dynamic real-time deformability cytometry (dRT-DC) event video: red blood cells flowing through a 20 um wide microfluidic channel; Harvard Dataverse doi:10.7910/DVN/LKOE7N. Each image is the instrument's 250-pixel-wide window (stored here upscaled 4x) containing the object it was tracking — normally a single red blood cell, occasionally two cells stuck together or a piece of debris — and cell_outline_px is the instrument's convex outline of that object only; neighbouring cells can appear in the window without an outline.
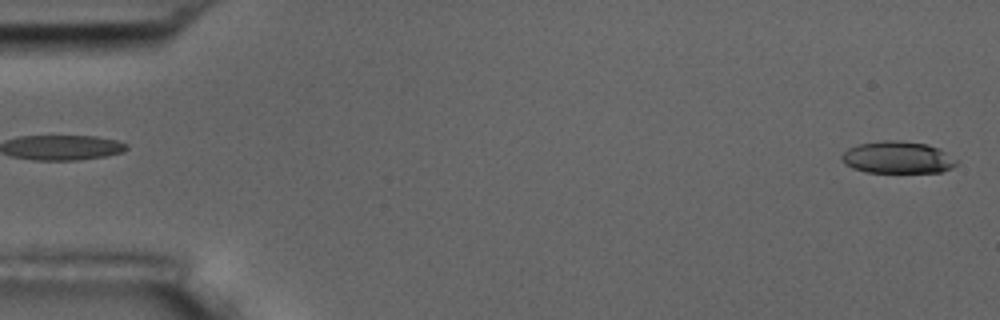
{"species": "common noctule bat (a hibernating species)", "species_latin": "Nyctalus noctula", "temperature_condition": "room temperature", "stored_images_in_passage": 55, "camera_frame_rate_fps": 3000, "um_per_image_px": 0.085, "animal": {"sex": "male", "body_mass_g": 17.5, "forearm_length_mm": 52.3}, "frame": {"image": 1, "passage_image": 1, "time_ms": 0.0, "image_size_px": [1000, 320], "cell_outline_px": [[960, 160], [952, 168], [940, 172], [864, 172], [852, 168], [844, 164], [840, 156], [848, 148], [860, 144], [880, 140], [900, 140], [928, 144], [940, 148]], "centroid_in_image_um": [76.32, 13.37], "position_along_channel_um": 8.7, "area_um2": 21.79}}
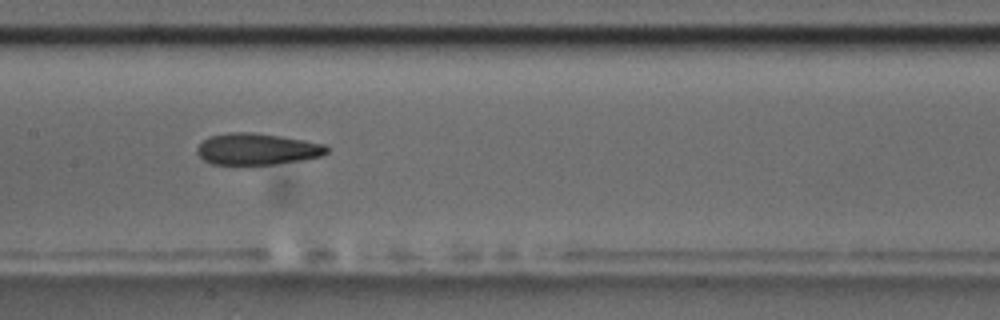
{"frame": {"image": 2, "passage_image": 27, "time_ms": 8.667, "image_size_px": [1000, 320], "cell_outline_px": [[328, 152], [320, 156], [300, 160], [272, 164], [212, 164], [204, 160], [196, 152], [196, 148], [208, 136], [228, 132], [252, 132], [280, 136], [304, 140], [324, 144], [328, 148]], "centroid_in_image_um": [21.82, 12.66], "position_along_channel_um": 185.6, "area_um2": 23.64}}
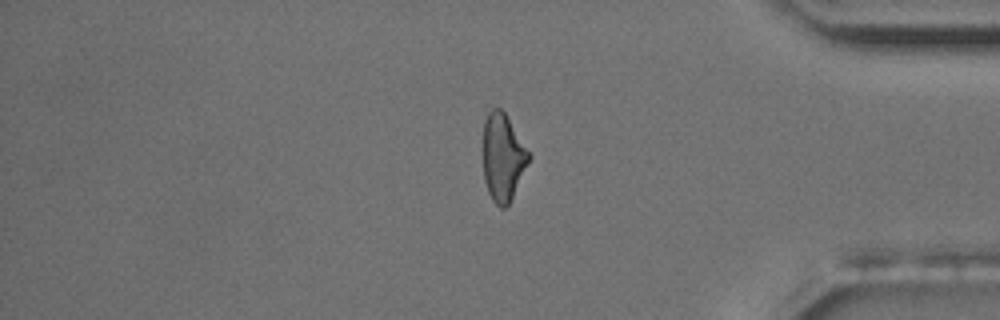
{"frame": {"image": 3, "passage_image": 46, "time_ms": 15.0, "image_size_px": [1000, 320], "cell_outline_px": [[532, 156], [508, 204], [504, 208], [500, 208], [492, 200], [488, 192], [484, 180], [484, 120], [488, 112], [492, 108], [500, 108], [504, 112]], "centroid_in_image_um": [42.74, 13.37], "position_along_channel_um": 392.5, "area_um2": 22.95}, "authors_computed_cell_mechanics": {"area_um2": 24.0448, "velocity_mm_per_s": 3.6477, "shape_relaxation_time_tau1_ms": 7.8713, "shape_relaxation_time_tau2_ms": 3.3499, "deformation_change_tau1": 0.2046, "deformation_change_tau2": 0.1282}}